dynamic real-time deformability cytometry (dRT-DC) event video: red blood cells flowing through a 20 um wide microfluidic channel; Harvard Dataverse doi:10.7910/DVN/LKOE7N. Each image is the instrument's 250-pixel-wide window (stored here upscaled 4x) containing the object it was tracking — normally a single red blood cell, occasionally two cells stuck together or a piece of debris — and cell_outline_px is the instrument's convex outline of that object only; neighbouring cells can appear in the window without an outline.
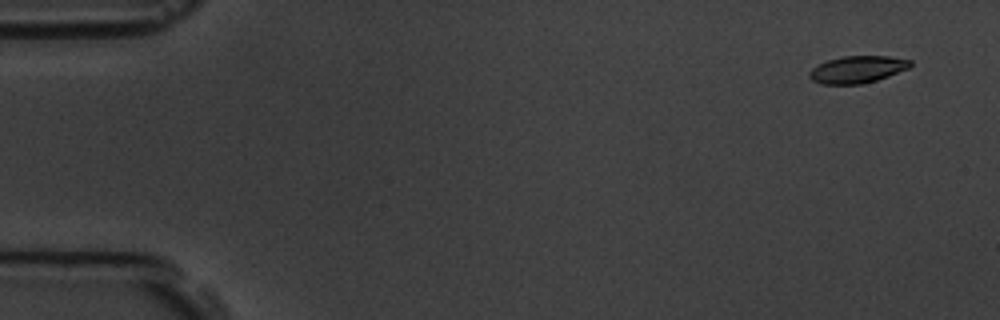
{"species": "common noctule bat (a hibernating species)", "species_latin": "Nyctalus noctula", "temperature_condition": "room temperature", "stored_images_in_passage": 5, "camera_frame_rate_fps": 3000, "um_per_image_px": 0.085, "animal": {"sex": "male", "body_mass_g": 19.5, "forearm_length_mm": 54.6}, "frame": {"image": 1, "passage_image": 1, "time_ms": 0.0, "image_size_px": [1000, 320], "cell_outline_px": [[912, 64], [908, 68], [888, 76], [876, 80], [860, 84], [820, 84], [812, 80], [808, 76], [808, 72], [812, 68], [828, 60], [844, 56], [888, 56], [912, 60]], "centroid_in_image_um": [72.86, 5.9], "position_along_channel_um": 12.1, "area_um2": 15.84}}
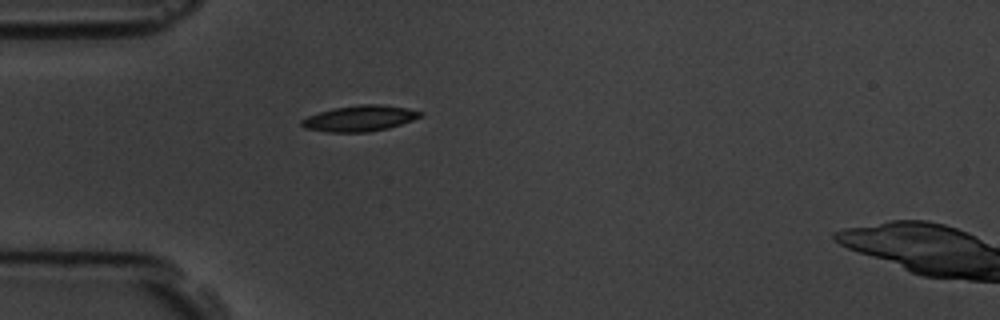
{"frame": {"image": 2, "passage_image": 5, "time_ms": 4.333, "image_size_px": [1000, 320], "cell_outline_px": [[424, 112], [420, 116], [412, 120], [388, 128], [368, 132], [328, 132], [304, 128], [300, 124], [300, 120], [308, 116], [332, 108], [360, 104], [380, 104], [408, 108]], "centroid_in_image_um": [30.56, 10.06], "position_along_channel_um": 54.4, "area_um2": 17.86}}